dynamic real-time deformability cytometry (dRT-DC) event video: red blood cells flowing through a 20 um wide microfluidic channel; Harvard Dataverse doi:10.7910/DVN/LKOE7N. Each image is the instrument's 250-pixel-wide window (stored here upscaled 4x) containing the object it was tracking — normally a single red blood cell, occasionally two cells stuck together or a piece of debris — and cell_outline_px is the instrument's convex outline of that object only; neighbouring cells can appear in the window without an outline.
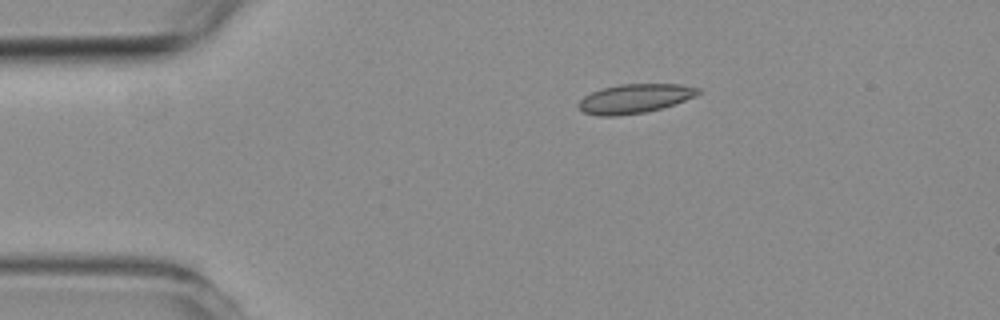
{"species": "common noctule bat (a hibernating species)", "species_latin": "Nyctalus noctula", "temperature_condition": "room temperature", "stored_images_in_passage": 4, "camera_frame_rate_fps": 3000, "um_per_image_px": 0.085, "animal": {"sex": "female", "body_mass_g": 19.3, "forearm_length_mm": 54.1}, "frame": {"image": 1, "passage_image": 1, "time_ms": 0.0, "image_size_px": [1000, 320], "cell_outline_px": [[700, 92], [696, 96], [660, 108], [644, 112], [616, 116], [600, 116], [584, 112], [576, 104], [584, 96], [600, 88], [620, 84], [680, 84], [700, 88]], "centroid_in_image_um": [53.92, 8.37], "position_along_channel_um": 31.1, "area_um2": 20.17}}
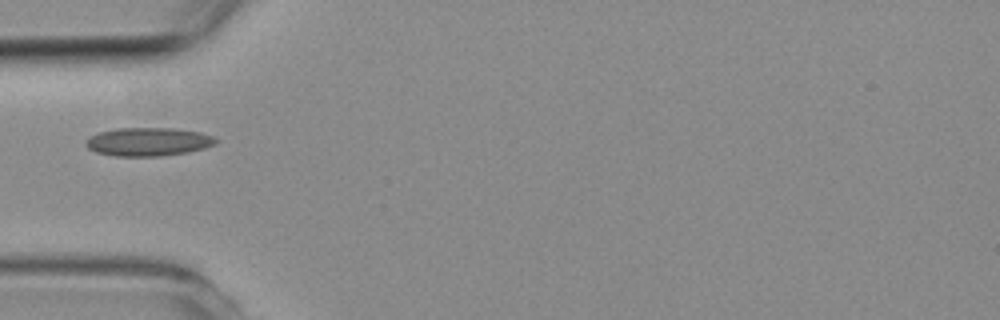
{"frame": {"image": 2, "passage_image": 3, "time_ms": 2.333, "image_size_px": [1000, 320], "cell_outline_px": [[216, 144], [204, 148], [188, 152], [160, 156], [116, 156], [96, 152], [88, 148], [84, 144], [92, 136], [100, 132], [116, 128], [176, 128], [200, 132], [212, 136], [216, 140]], "centroid_in_image_um": [12.61, 12.05], "position_along_channel_um": 72.4, "area_um2": 21.39}}
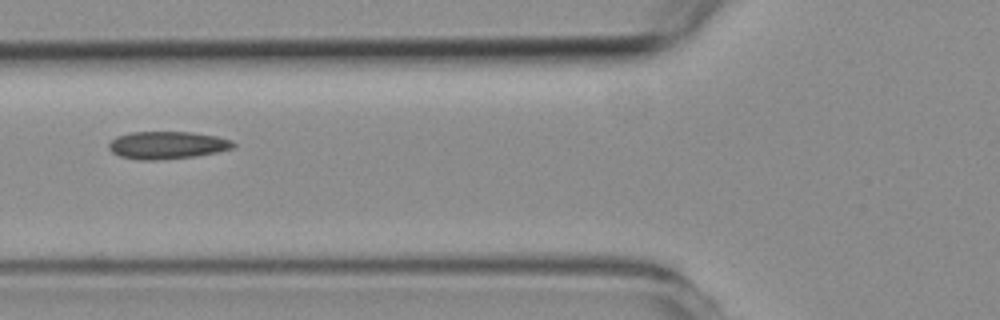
{"frame": {"image": 3, "passage_image": 4, "time_ms": 3.333, "image_size_px": [1000, 320], "cell_outline_px": [[236, 148], [196, 156], [156, 160], [140, 160], [120, 156], [112, 152], [108, 148], [108, 144], [116, 136], [132, 132], [192, 132], [216, 136], [232, 140], [236, 144]], "centroid_in_image_um": [14.23, 12.33], "position_along_channel_um": 111.6, "area_um2": 20.06}}